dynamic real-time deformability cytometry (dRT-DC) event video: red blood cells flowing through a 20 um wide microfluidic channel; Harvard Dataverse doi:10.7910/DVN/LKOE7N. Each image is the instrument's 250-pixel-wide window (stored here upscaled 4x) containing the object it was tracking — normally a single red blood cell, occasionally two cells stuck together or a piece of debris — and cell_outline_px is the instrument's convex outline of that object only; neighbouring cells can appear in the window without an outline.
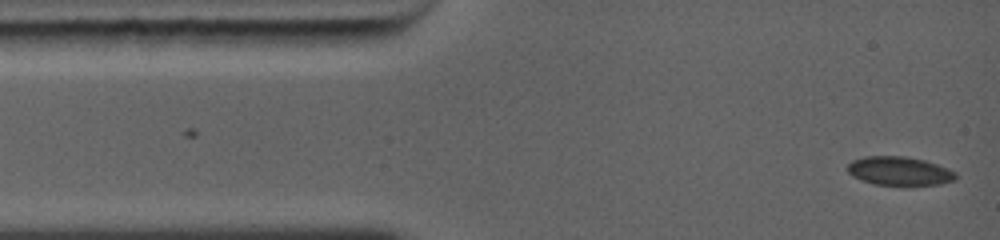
{"species": "common noctule bat (a hibernating species)", "species_latin": "Nyctalus noctula", "temperature_condition": "warm", "stored_images_in_passage": 33, "camera_frame_rate_fps": 5000, "um_per_image_px": 0.085, "animal": {"sex": "female", "body_mass_g": 19.0, "forearm_length_mm": 56.7}, "frame": {"image": 1, "passage_image": 1, "time_ms": 0.0, "image_size_px": [1000, 240], "cell_outline_px": [[956, 180], [940, 184], [876, 184], [860, 180], [852, 176], [844, 168], [852, 160], [864, 156], [908, 156], [924, 160], [948, 168], [956, 172]], "centroid_in_image_um": [76.41, 14.51], "position_along_channel_um": 8.6, "area_um2": 18.09}}
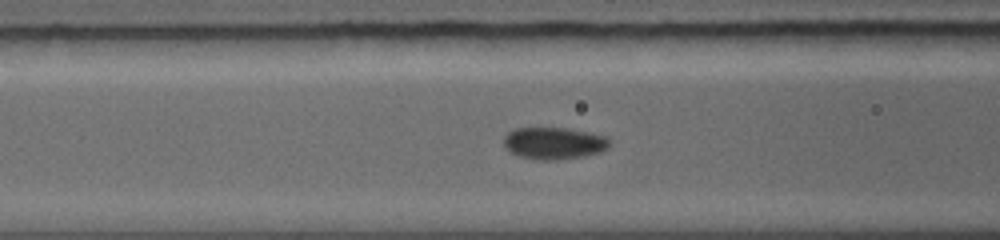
{"frame": {"image": 2, "passage_image": 15, "time_ms": 4.0, "image_size_px": [1000, 240], "cell_outline_px": [[608, 148], [600, 152], [584, 156], [552, 160], [540, 160], [520, 156], [508, 152], [504, 144], [504, 136], [508, 132], [516, 128], [564, 128], [604, 136], [608, 140]], "centroid_in_image_um": [47.02, 12.18], "position_along_channel_um": 119.6, "area_um2": 19.42}}
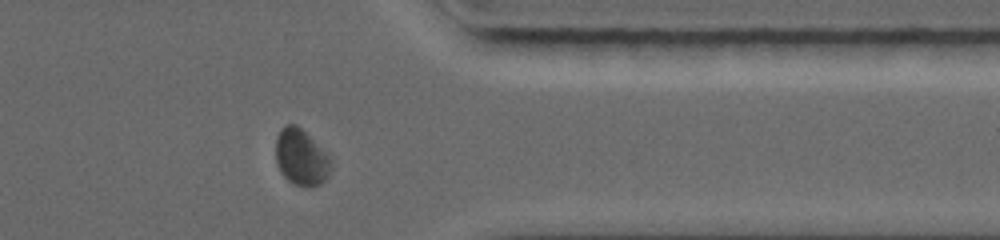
{"frame": {"image": 3, "passage_image": 28, "time_ms": 10.2, "image_size_px": [1000, 240], "cell_outline_px": [[332, 168], [328, 176], [320, 184], [312, 188], [308, 188], [292, 184], [280, 172], [276, 164], [276, 136], [288, 124], [296, 124], [328, 152], [332, 156]], "centroid_in_image_um": [25.64, 13.41], "position_along_channel_um": 385.8, "area_um2": 18.55}, "authors_computed_cell_mechanics": {"area_um2": 18.2648, "velocity_mm_per_s": 4.4166, "shape_relaxation_time_tau1_ms": 4.4367, "shape_relaxation_time_tau2_ms": 0.623, "deformation_change_tau1": 0.1011, "deformation_change_tau2": 0.0324}}